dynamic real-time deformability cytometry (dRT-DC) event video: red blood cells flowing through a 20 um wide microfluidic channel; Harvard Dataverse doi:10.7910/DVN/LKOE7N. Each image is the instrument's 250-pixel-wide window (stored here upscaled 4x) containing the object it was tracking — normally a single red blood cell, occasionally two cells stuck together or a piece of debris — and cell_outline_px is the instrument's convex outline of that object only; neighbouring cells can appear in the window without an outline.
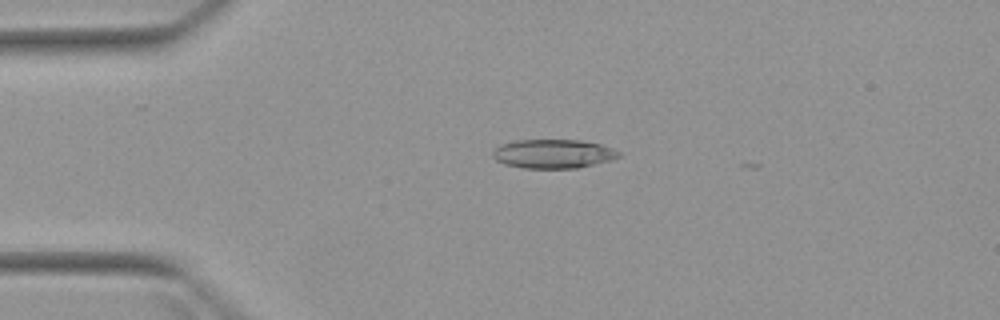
{"species": "Egyptian fruit bat (a non-hibernating species)", "species_latin": "Rousettus aegyptiacus", "temperature_condition": "warm", "stored_images_in_passage": 2, "camera_frame_rate_fps": 3000, "um_per_image_px": 0.085, "animal": {"sex": "female"}, "frame": {"image": 1, "passage_image": 1, "time_ms": 0.0, "image_size_px": [1000, 320], "cell_outline_px": [[620, 156], [612, 160], [576, 168], [524, 168], [504, 164], [496, 160], [492, 156], [492, 152], [500, 144], [512, 140], [580, 140], [600, 144], [612, 148], [620, 152]], "centroid_in_image_um": [47.0, 13.07], "position_along_channel_um": 38.0, "area_um2": 21.33}}